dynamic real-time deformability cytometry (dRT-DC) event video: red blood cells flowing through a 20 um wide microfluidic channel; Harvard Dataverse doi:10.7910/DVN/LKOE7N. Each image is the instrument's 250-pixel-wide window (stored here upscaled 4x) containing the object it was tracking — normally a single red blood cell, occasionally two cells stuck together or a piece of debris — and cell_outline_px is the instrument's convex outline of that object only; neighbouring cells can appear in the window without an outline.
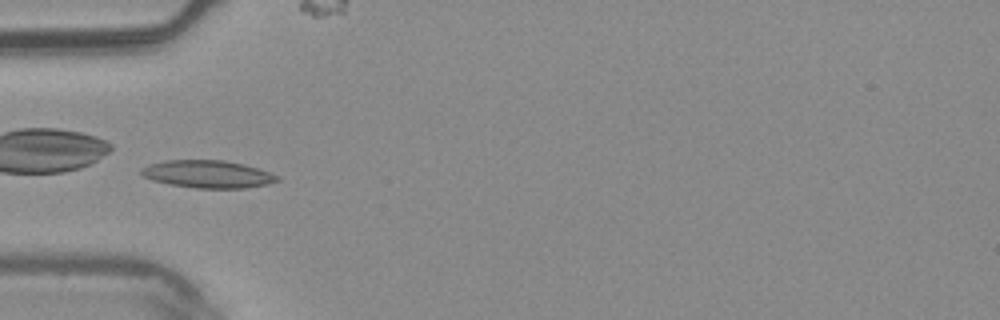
{"species": "common noctule bat (a hibernating species)", "species_latin": "Nyctalus noctula", "temperature_condition": "warm", "stored_images_in_passage": 7, "camera_frame_rate_fps": 3000, "um_per_image_px": 0.085, "animal": {"sex": "male", "body_mass_g": 20.4}, "frame": {"image": 1, "passage_image": 5, "time_ms": 1.333, "image_size_px": [1000, 320], "cell_outline_px": [[280, 180], [268, 184], [244, 188], [196, 188], [168, 184], [152, 180], [144, 176], [140, 172], [140, 168], [148, 164], [164, 160], [224, 160], [244, 164], [280, 176]], "centroid_in_image_um": [17.64, 14.8], "position_along_channel_um": 67.4, "area_um2": 21.91}}